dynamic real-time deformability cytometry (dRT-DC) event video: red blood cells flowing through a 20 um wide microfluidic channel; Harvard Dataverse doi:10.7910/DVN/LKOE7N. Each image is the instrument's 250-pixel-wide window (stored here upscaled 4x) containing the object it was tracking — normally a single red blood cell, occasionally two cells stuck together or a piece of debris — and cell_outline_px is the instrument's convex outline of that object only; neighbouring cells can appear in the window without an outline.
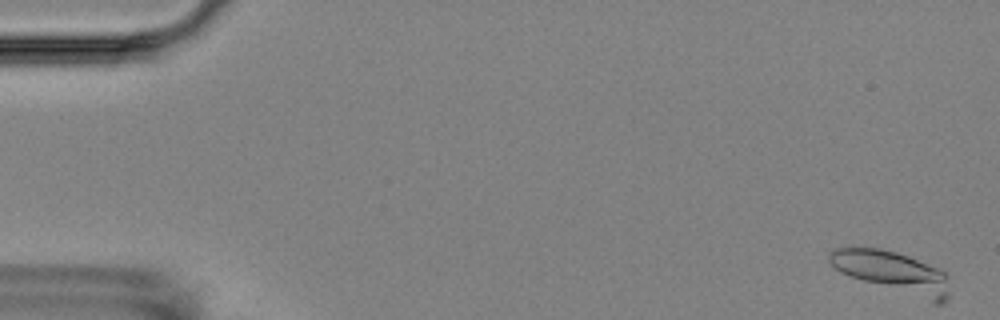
{"species": "Egyptian fruit bat (a non-hibernating species)", "species_latin": "Rousettus aegyptiacus", "temperature_condition": "room temperature", "stored_images_in_passage": 6, "segment_of_instrument_passage": [2, 2], "camera_frame_rate_fps": 3000, "um_per_image_px": 0.085, "animal": {"sex": "female"}, "frame": {"image": 1, "passage_image": 6, "time_ms": 6.667, "image_size_px": [1000, 320], "cell_outline_px": [[948, 296], [944, 304], [936, 304], [840, 272], [828, 260], [828, 252], [832, 248], [880, 248], [896, 252], [908, 256], [940, 268], [948, 276]], "centroid_in_image_um": [75.9, 23.12], "position_along_channel_um": 9.1, "area_um2": 28.61}}